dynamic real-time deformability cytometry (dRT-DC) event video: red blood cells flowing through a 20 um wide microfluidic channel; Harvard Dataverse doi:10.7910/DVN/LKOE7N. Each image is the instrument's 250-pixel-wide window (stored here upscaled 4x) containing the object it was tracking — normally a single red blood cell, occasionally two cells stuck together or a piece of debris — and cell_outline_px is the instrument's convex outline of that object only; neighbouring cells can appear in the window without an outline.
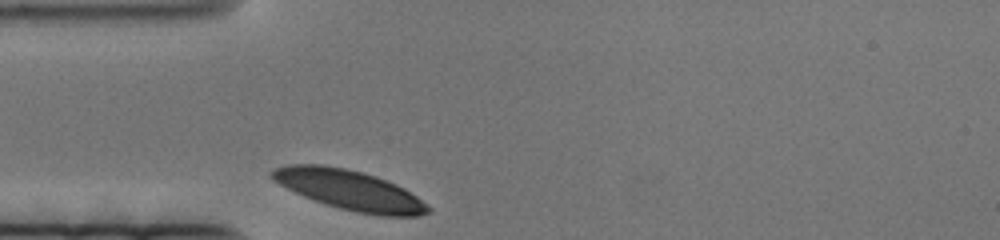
{"species": "human", "species_latin": "Homo sapiens", "temperature_condition": "cold", "stored_images_in_passage": 43, "camera_frame_rate_fps": 3000, "um_per_image_px": 0.085, "donor": {"sex": "female"}, "frame": {"image": 1, "passage_image": 1, "time_ms": 0.0, "image_size_px": [1000, 240], "cell_outline_px": [[432, 212], [420, 216], [380, 216], [356, 212], [340, 208], [304, 196], [272, 180], [268, 176], [268, 172], [276, 168], [288, 164], [320, 164], [344, 168], [360, 172], [396, 184], [404, 188], [428, 204], [432, 208]], "centroid_in_image_um": [29.73, 16.16], "position_along_channel_um": 55.3, "area_um2": 35.95}}
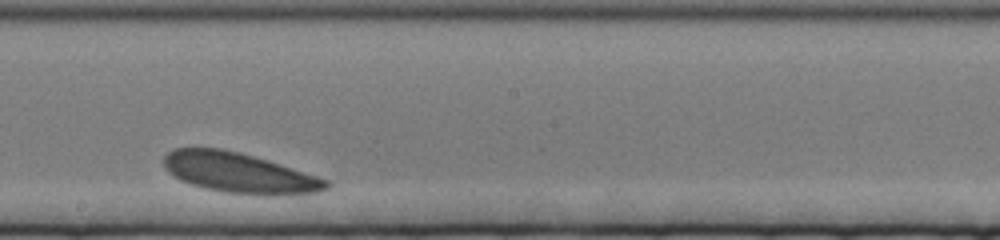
{"frame": {"image": 2, "passage_image": 25, "time_ms": 8.0, "image_size_px": [1000, 240], "cell_outline_px": [[332, 184], [328, 188], [316, 192], [276, 196], [264, 196], [220, 192], [204, 188], [180, 180], [172, 176], [164, 168], [164, 156], [172, 148], [220, 148], [240, 152], [316, 176], [328, 180]], "centroid_in_image_um": [20.3, 14.71], "position_along_channel_um": 227.9, "area_um2": 38.15}}
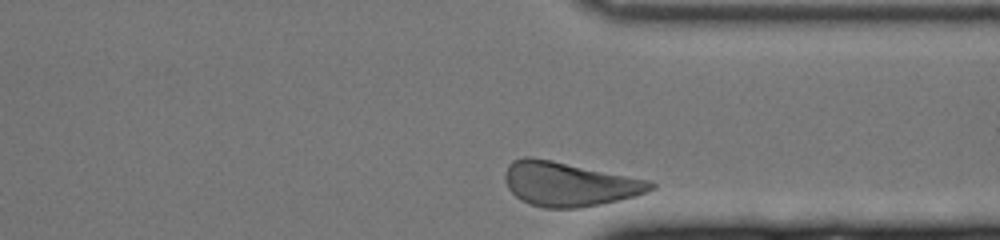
{"frame": {"image": 3, "passage_image": 43, "time_ms": 14.0, "image_size_px": [1000, 240], "cell_outline_px": [[656, 188], [648, 192], [600, 204], [576, 208], [544, 208], [528, 204], [520, 200], [508, 188], [504, 180], [504, 176], [508, 164], [512, 160], [524, 156], [528, 156], [552, 160], [652, 180], [656, 184]], "centroid_in_image_um": [48.36, 15.63], "position_along_channel_um": 363.0, "area_um2": 37.8}}